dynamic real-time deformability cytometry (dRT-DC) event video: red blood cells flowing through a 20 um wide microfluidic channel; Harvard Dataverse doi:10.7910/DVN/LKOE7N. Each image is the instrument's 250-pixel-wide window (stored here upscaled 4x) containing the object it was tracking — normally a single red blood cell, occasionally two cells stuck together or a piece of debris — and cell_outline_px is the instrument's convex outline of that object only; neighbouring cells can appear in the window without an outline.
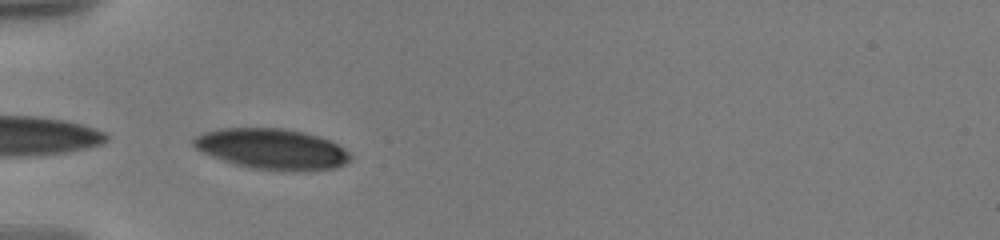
{"species": "human", "species_latin": "Homo sapiens", "temperature_condition": "warm", "stored_images_in_passage": 38, "camera_frame_rate_fps": 3000, "um_per_image_px": 0.085, "donor": {"sex": "male"}, "frame": {"image": 1, "passage_image": 1, "time_ms": 0.0, "image_size_px": [1000, 240], "cell_outline_px": [[352, 156], [344, 164], [336, 168], [252, 168], [236, 164], [212, 156], [196, 148], [192, 144], [192, 140], [196, 136], [204, 132], [224, 128], [284, 128], [304, 132], [320, 136], [344, 148]], "centroid_in_image_um": [23.08, 12.61], "position_along_channel_um": 61.9, "area_um2": 35.84}}
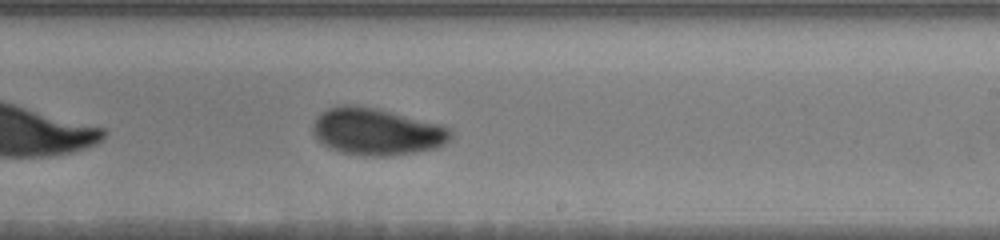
{"frame": {"image": 2, "passage_image": 17, "time_ms": 5.667, "image_size_px": [1000, 240], "cell_outline_px": [[452, 136], [444, 144], [432, 148], [412, 152], [388, 156], [364, 156], [340, 152], [328, 148], [316, 140], [312, 132], [312, 124], [316, 116], [320, 112], [328, 108], [340, 104], [356, 104], [376, 108], [440, 124], [452, 128]], "centroid_in_image_um": [31.94, 11.17], "position_along_channel_um": 257.1, "area_um2": 38.09}}
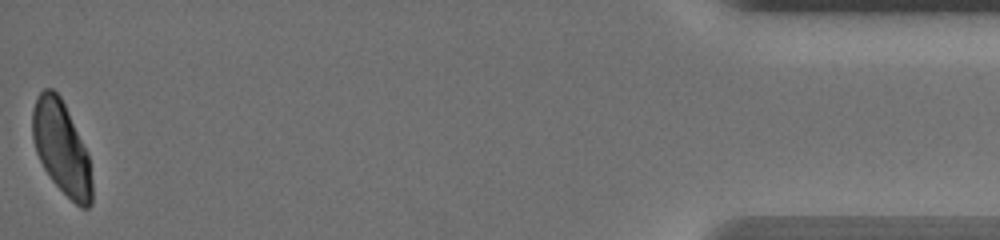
{"frame": {"image": 3, "passage_image": 38, "time_ms": 12.667, "image_size_px": [1000, 240], "cell_outline_px": [[92, 204], [88, 208], [80, 208], [52, 180], [44, 168], [36, 152], [32, 136], [32, 108], [36, 96], [44, 88], [52, 88], [60, 96], [88, 152], [92, 184]], "centroid_in_image_um": [5.22, 12.55], "position_along_channel_um": 430.0, "area_um2": 32.08}, "authors_computed_cell_mechanics": {"area_um2": 35.547, "velocity_mm_per_s": 3.5702, "shape_relaxation_time_tau1_ms": 3.2889, "shape_relaxation_time_tau2_ms": 2.0543, "deformation_change_tau1": 0.0989, "deformation_change_tau2": 0.0505}}